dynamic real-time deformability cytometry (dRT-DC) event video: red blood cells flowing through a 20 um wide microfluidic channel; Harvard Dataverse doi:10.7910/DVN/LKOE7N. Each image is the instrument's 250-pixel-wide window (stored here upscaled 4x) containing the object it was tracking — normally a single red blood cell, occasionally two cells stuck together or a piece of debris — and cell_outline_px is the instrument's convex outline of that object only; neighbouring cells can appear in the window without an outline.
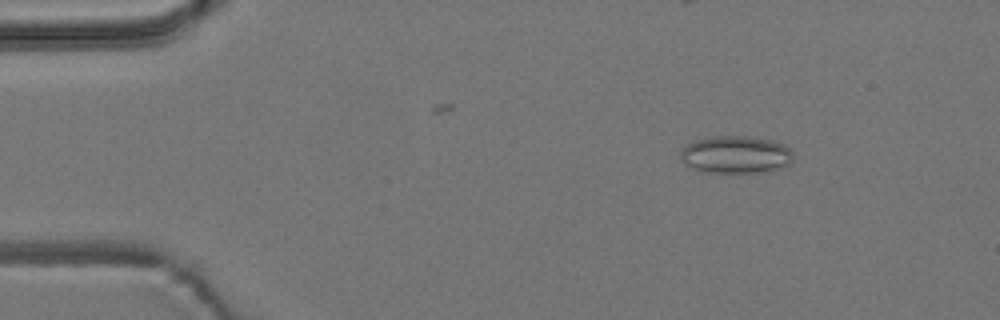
{"species": "common noctule bat (a hibernating species)", "species_latin": "Nyctalus noctula", "temperature_condition": "room temperature", "stored_images_in_passage": 35, "camera_frame_rate_fps": 3000, "um_per_image_px": 0.085, "animal": {"sex": "male", "body_mass_g": 19.2, "forearm_length_mm": 51.8}, "frame": {"image": 1, "passage_image": 7, "time_ms": 2.0, "image_size_px": [1000, 320], "cell_outline_px": [[792, 160], [788, 164], [768, 172], [700, 172], [684, 164], [680, 156], [680, 148], [696, 140], [716, 136], [748, 136], [772, 140], [784, 144], [792, 152]], "centroid_in_image_um": [62.51, 13.14], "position_along_channel_um": 22.5, "area_um2": 24.68}}
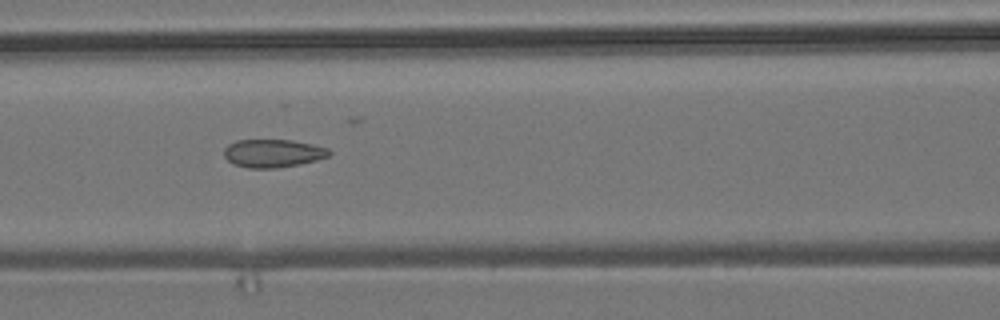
{"frame": {"image": 2, "passage_image": 23, "time_ms": 7.333, "image_size_px": [1000, 320], "cell_outline_px": [[332, 152], [328, 156], [316, 160], [300, 164], [276, 168], [248, 168], [232, 164], [224, 156], [224, 148], [228, 144], [236, 140], [292, 140], [312, 144], [328, 148]], "centroid_in_image_um": [23.18, 13.03], "position_along_channel_um": 143.4, "area_um2": 17.28}}
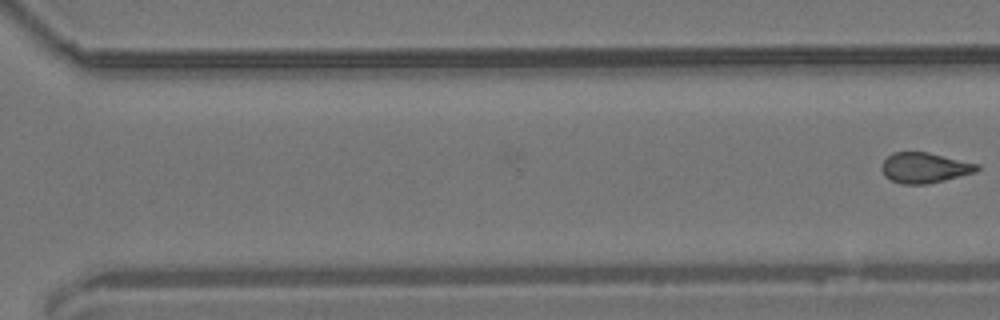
{"frame": {"image": 3, "passage_image": 35, "time_ms": 11.333, "image_size_px": [1000, 320], "cell_outline_px": [[980, 168], [976, 172], [928, 184], [900, 184], [884, 176], [880, 168], [880, 164], [892, 152], [928, 152], [980, 164]], "centroid_in_image_um": [78.57, 14.26], "position_along_channel_um": 292.0, "area_um2": 17.05}}